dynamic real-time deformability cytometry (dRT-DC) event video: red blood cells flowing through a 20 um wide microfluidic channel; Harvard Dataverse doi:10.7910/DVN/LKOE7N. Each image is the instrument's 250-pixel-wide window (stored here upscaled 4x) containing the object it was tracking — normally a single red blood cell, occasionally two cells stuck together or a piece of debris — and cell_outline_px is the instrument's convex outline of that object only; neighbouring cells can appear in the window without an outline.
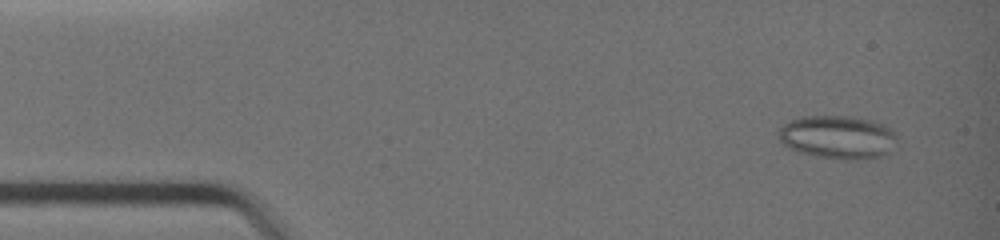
{"species": "common noctule bat (a hibernating species)", "species_latin": "Nyctalus noctula", "temperature_condition": "warm", "stored_images_in_passage": 40, "camera_frame_rate_fps": 3000, "um_per_image_px": 0.085, "animal": {"sex": "female", "body_mass_g": 19.0, "forearm_length_mm": 51.5}, "frame": {"image": 1, "passage_image": 3, "time_ms": 0.667, "image_size_px": [1000, 240], "cell_outline_px": [[896, 136], [888, 152], [880, 156], [852, 160], [848, 160], [816, 156], [800, 152], [788, 148], [780, 140], [780, 128], [784, 124], [800, 116], [852, 116], [872, 120], [884, 124], [892, 128], [896, 132]], "centroid_in_image_um": [71.21, 11.64], "position_along_channel_um": 13.8, "area_um2": 29.71}}
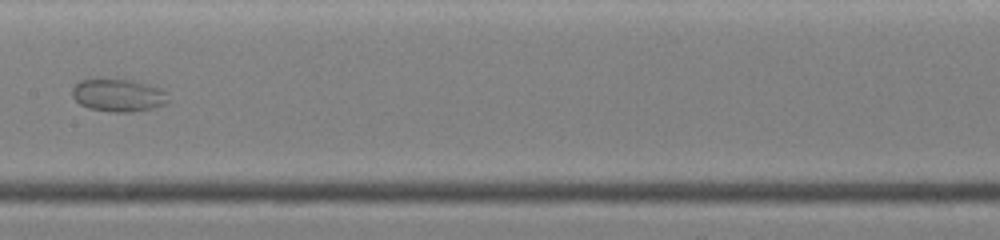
{"frame": {"image": 2, "passage_image": 21, "time_ms": 6.667, "image_size_px": [1000, 240], "cell_outline_px": [[168, 100], [164, 104], [152, 108], [132, 112], [112, 112], [88, 108], [80, 104], [72, 96], [72, 88], [80, 80], [132, 80], [164, 88], [168, 92]], "centroid_in_image_um": [10.09, 8.1], "position_along_channel_um": 197.3, "area_um2": 18.26}}
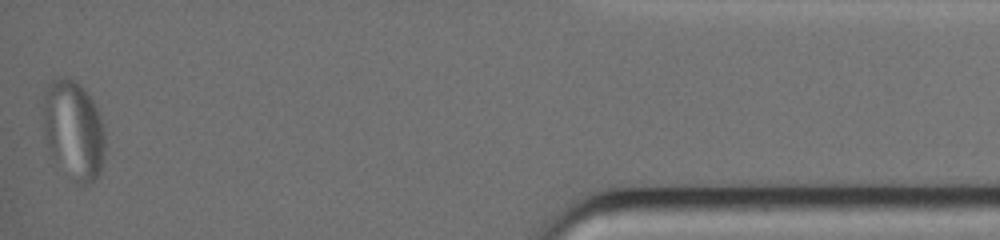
{"frame": {"image": 3, "passage_image": 40, "time_ms": 13.0, "image_size_px": [1000, 240], "cell_outline_px": [[104, 156], [100, 172], [84, 188], [80, 188], [48, 156], [44, 136], [44, 92], [48, 84], [56, 76], [64, 76], [80, 84], [84, 88], [92, 100], [100, 116], [104, 128]], "centroid_in_image_um": [6.22, 11.1], "position_along_channel_um": 429.0, "area_um2": 36.47}}